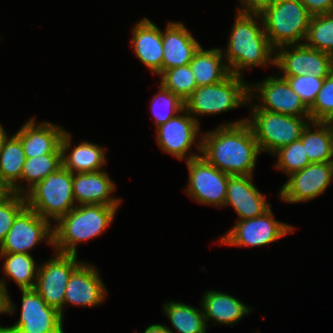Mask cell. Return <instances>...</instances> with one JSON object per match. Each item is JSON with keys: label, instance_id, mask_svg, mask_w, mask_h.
<instances>
[{"label": "cell", "instance_id": "obj_30", "mask_svg": "<svg viewBox=\"0 0 333 333\" xmlns=\"http://www.w3.org/2000/svg\"><path fill=\"white\" fill-rule=\"evenodd\" d=\"M25 160L21 140L15 134L9 135L0 151V176L12 189L21 180Z\"/></svg>", "mask_w": 333, "mask_h": 333}, {"label": "cell", "instance_id": "obj_42", "mask_svg": "<svg viewBox=\"0 0 333 333\" xmlns=\"http://www.w3.org/2000/svg\"><path fill=\"white\" fill-rule=\"evenodd\" d=\"M5 128L0 123V151L2 150L4 141L8 138V134L4 130Z\"/></svg>", "mask_w": 333, "mask_h": 333}, {"label": "cell", "instance_id": "obj_15", "mask_svg": "<svg viewBox=\"0 0 333 333\" xmlns=\"http://www.w3.org/2000/svg\"><path fill=\"white\" fill-rule=\"evenodd\" d=\"M280 76L312 74L325 79L333 72V56L305 44L283 45L275 50Z\"/></svg>", "mask_w": 333, "mask_h": 333}, {"label": "cell", "instance_id": "obj_20", "mask_svg": "<svg viewBox=\"0 0 333 333\" xmlns=\"http://www.w3.org/2000/svg\"><path fill=\"white\" fill-rule=\"evenodd\" d=\"M0 259L4 261L2 274L5 278L0 277V287L5 297V314L12 315L17 307L9 296L7 280L15 281L20 290L35 289L39 264L32 254L26 253H0Z\"/></svg>", "mask_w": 333, "mask_h": 333}, {"label": "cell", "instance_id": "obj_29", "mask_svg": "<svg viewBox=\"0 0 333 333\" xmlns=\"http://www.w3.org/2000/svg\"><path fill=\"white\" fill-rule=\"evenodd\" d=\"M61 167L62 154H46L26 158L21 180L12 190L14 193L25 195L37 183Z\"/></svg>", "mask_w": 333, "mask_h": 333}, {"label": "cell", "instance_id": "obj_9", "mask_svg": "<svg viewBox=\"0 0 333 333\" xmlns=\"http://www.w3.org/2000/svg\"><path fill=\"white\" fill-rule=\"evenodd\" d=\"M294 228L290 224L275 219L270 207L258 217L236 221L234 226L226 234L224 233L217 242L230 247L266 246L291 232L293 233Z\"/></svg>", "mask_w": 333, "mask_h": 333}, {"label": "cell", "instance_id": "obj_24", "mask_svg": "<svg viewBox=\"0 0 333 333\" xmlns=\"http://www.w3.org/2000/svg\"><path fill=\"white\" fill-rule=\"evenodd\" d=\"M71 136L66 130L61 138L62 167L73 174L104 170L103 167L107 164V148L88 141H81L72 148Z\"/></svg>", "mask_w": 333, "mask_h": 333}, {"label": "cell", "instance_id": "obj_11", "mask_svg": "<svg viewBox=\"0 0 333 333\" xmlns=\"http://www.w3.org/2000/svg\"><path fill=\"white\" fill-rule=\"evenodd\" d=\"M186 164L188 184L183 191L199 204L223 208L230 175L220 171L201 155L186 161Z\"/></svg>", "mask_w": 333, "mask_h": 333}, {"label": "cell", "instance_id": "obj_13", "mask_svg": "<svg viewBox=\"0 0 333 333\" xmlns=\"http://www.w3.org/2000/svg\"><path fill=\"white\" fill-rule=\"evenodd\" d=\"M21 292L20 317L13 325L3 326L1 333H65L64 319L57 309L48 306L35 289Z\"/></svg>", "mask_w": 333, "mask_h": 333}, {"label": "cell", "instance_id": "obj_4", "mask_svg": "<svg viewBox=\"0 0 333 333\" xmlns=\"http://www.w3.org/2000/svg\"><path fill=\"white\" fill-rule=\"evenodd\" d=\"M249 85L242 76L230 73L221 82L197 87L184 102L185 109L200 124L199 116L222 114L248 106Z\"/></svg>", "mask_w": 333, "mask_h": 333}, {"label": "cell", "instance_id": "obj_33", "mask_svg": "<svg viewBox=\"0 0 333 333\" xmlns=\"http://www.w3.org/2000/svg\"><path fill=\"white\" fill-rule=\"evenodd\" d=\"M158 89L150 103L156 128L185 108L184 101L178 95L164 88L161 84Z\"/></svg>", "mask_w": 333, "mask_h": 333}, {"label": "cell", "instance_id": "obj_10", "mask_svg": "<svg viewBox=\"0 0 333 333\" xmlns=\"http://www.w3.org/2000/svg\"><path fill=\"white\" fill-rule=\"evenodd\" d=\"M199 126L200 124L184 108L155 129V139L161 151L186 162L201 155L203 133H200ZM192 146H195L197 152H191Z\"/></svg>", "mask_w": 333, "mask_h": 333}, {"label": "cell", "instance_id": "obj_39", "mask_svg": "<svg viewBox=\"0 0 333 333\" xmlns=\"http://www.w3.org/2000/svg\"><path fill=\"white\" fill-rule=\"evenodd\" d=\"M311 15L333 12V0H300Z\"/></svg>", "mask_w": 333, "mask_h": 333}, {"label": "cell", "instance_id": "obj_22", "mask_svg": "<svg viewBox=\"0 0 333 333\" xmlns=\"http://www.w3.org/2000/svg\"><path fill=\"white\" fill-rule=\"evenodd\" d=\"M162 72L174 67L188 65L201 44L182 22L169 21L162 30Z\"/></svg>", "mask_w": 333, "mask_h": 333}, {"label": "cell", "instance_id": "obj_27", "mask_svg": "<svg viewBox=\"0 0 333 333\" xmlns=\"http://www.w3.org/2000/svg\"><path fill=\"white\" fill-rule=\"evenodd\" d=\"M300 139L310 163L333 162V126L330 122L309 121Z\"/></svg>", "mask_w": 333, "mask_h": 333}, {"label": "cell", "instance_id": "obj_3", "mask_svg": "<svg viewBox=\"0 0 333 333\" xmlns=\"http://www.w3.org/2000/svg\"><path fill=\"white\" fill-rule=\"evenodd\" d=\"M119 206L102 204L80 205L53 224V249L78 255V244L97 238L116 217Z\"/></svg>", "mask_w": 333, "mask_h": 333}, {"label": "cell", "instance_id": "obj_28", "mask_svg": "<svg viewBox=\"0 0 333 333\" xmlns=\"http://www.w3.org/2000/svg\"><path fill=\"white\" fill-rule=\"evenodd\" d=\"M162 308L176 331L167 325L169 333H207L209 327L206 325L202 307L199 309L179 301H168L163 303Z\"/></svg>", "mask_w": 333, "mask_h": 333}, {"label": "cell", "instance_id": "obj_2", "mask_svg": "<svg viewBox=\"0 0 333 333\" xmlns=\"http://www.w3.org/2000/svg\"><path fill=\"white\" fill-rule=\"evenodd\" d=\"M223 57L230 73L243 76V70L275 66V49L265 33L260 14H248L236 9Z\"/></svg>", "mask_w": 333, "mask_h": 333}, {"label": "cell", "instance_id": "obj_34", "mask_svg": "<svg viewBox=\"0 0 333 333\" xmlns=\"http://www.w3.org/2000/svg\"><path fill=\"white\" fill-rule=\"evenodd\" d=\"M272 156L277 158L274 164L275 169L284 172L287 176L310 164L301 139L279 148Z\"/></svg>", "mask_w": 333, "mask_h": 333}, {"label": "cell", "instance_id": "obj_19", "mask_svg": "<svg viewBox=\"0 0 333 333\" xmlns=\"http://www.w3.org/2000/svg\"><path fill=\"white\" fill-rule=\"evenodd\" d=\"M66 130L48 121L36 122L30 118L15 135L21 140L26 158L46 154H62L60 143Z\"/></svg>", "mask_w": 333, "mask_h": 333}, {"label": "cell", "instance_id": "obj_7", "mask_svg": "<svg viewBox=\"0 0 333 333\" xmlns=\"http://www.w3.org/2000/svg\"><path fill=\"white\" fill-rule=\"evenodd\" d=\"M247 123L251 126L260 152L272 155L279 148L300 139L310 117H295L263 109H250Z\"/></svg>", "mask_w": 333, "mask_h": 333}, {"label": "cell", "instance_id": "obj_40", "mask_svg": "<svg viewBox=\"0 0 333 333\" xmlns=\"http://www.w3.org/2000/svg\"><path fill=\"white\" fill-rule=\"evenodd\" d=\"M13 193L12 188L0 176V203L7 200Z\"/></svg>", "mask_w": 333, "mask_h": 333}, {"label": "cell", "instance_id": "obj_36", "mask_svg": "<svg viewBox=\"0 0 333 333\" xmlns=\"http://www.w3.org/2000/svg\"><path fill=\"white\" fill-rule=\"evenodd\" d=\"M287 80L293 91L300 96L302 102L310 108L321 90L324 79L312 74L299 76H281Z\"/></svg>", "mask_w": 333, "mask_h": 333}, {"label": "cell", "instance_id": "obj_26", "mask_svg": "<svg viewBox=\"0 0 333 333\" xmlns=\"http://www.w3.org/2000/svg\"><path fill=\"white\" fill-rule=\"evenodd\" d=\"M189 65L198 87L221 82L230 74L220 47L204 49L200 46Z\"/></svg>", "mask_w": 333, "mask_h": 333}, {"label": "cell", "instance_id": "obj_1", "mask_svg": "<svg viewBox=\"0 0 333 333\" xmlns=\"http://www.w3.org/2000/svg\"><path fill=\"white\" fill-rule=\"evenodd\" d=\"M215 128L202 134L201 156L229 175H254L261 152L247 117Z\"/></svg>", "mask_w": 333, "mask_h": 333}, {"label": "cell", "instance_id": "obj_23", "mask_svg": "<svg viewBox=\"0 0 333 333\" xmlns=\"http://www.w3.org/2000/svg\"><path fill=\"white\" fill-rule=\"evenodd\" d=\"M130 40L133 53L152 73H162L163 44L162 30L147 17L137 21L132 27Z\"/></svg>", "mask_w": 333, "mask_h": 333}, {"label": "cell", "instance_id": "obj_38", "mask_svg": "<svg viewBox=\"0 0 333 333\" xmlns=\"http://www.w3.org/2000/svg\"><path fill=\"white\" fill-rule=\"evenodd\" d=\"M276 1L277 0H239L241 7H237V10L248 14H262Z\"/></svg>", "mask_w": 333, "mask_h": 333}, {"label": "cell", "instance_id": "obj_14", "mask_svg": "<svg viewBox=\"0 0 333 333\" xmlns=\"http://www.w3.org/2000/svg\"><path fill=\"white\" fill-rule=\"evenodd\" d=\"M53 247V225L27 206L16 216L0 244V253L31 254L41 242Z\"/></svg>", "mask_w": 333, "mask_h": 333}, {"label": "cell", "instance_id": "obj_5", "mask_svg": "<svg viewBox=\"0 0 333 333\" xmlns=\"http://www.w3.org/2000/svg\"><path fill=\"white\" fill-rule=\"evenodd\" d=\"M24 196L26 206L53 225L77 206L73 195V173L61 167Z\"/></svg>", "mask_w": 333, "mask_h": 333}, {"label": "cell", "instance_id": "obj_18", "mask_svg": "<svg viewBox=\"0 0 333 333\" xmlns=\"http://www.w3.org/2000/svg\"><path fill=\"white\" fill-rule=\"evenodd\" d=\"M253 178V175L229 176L224 207H233L239 217L236 221L258 217L271 207L266 196L253 184Z\"/></svg>", "mask_w": 333, "mask_h": 333}, {"label": "cell", "instance_id": "obj_32", "mask_svg": "<svg viewBox=\"0 0 333 333\" xmlns=\"http://www.w3.org/2000/svg\"><path fill=\"white\" fill-rule=\"evenodd\" d=\"M159 76V84L178 95L184 102L198 87L189 64L164 70Z\"/></svg>", "mask_w": 333, "mask_h": 333}, {"label": "cell", "instance_id": "obj_25", "mask_svg": "<svg viewBox=\"0 0 333 333\" xmlns=\"http://www.w3.org/2000/svg\"><path fill=\"white\" fill-rule=\"evenodd\" d=\"M203 294L200 305L207 327L209 321L220 324V326L223 324L232 327L235 323L238 324L245 315H250L254 309L237 297L219 290H206Z\"/></svg>", "mask_w": 333, "mask_h": 333}, {"label": "cell", "instance_id": "obj_37", "mask_svg": "<svg viewBox=\"0 0 333 333\" xmlns=\"http://www.w3.org/2000/svg\"><path fill=\"white\" fill-rule=\"evenodd\" d=\"M26 207L24 195L13 193L0 203V244L9 232L16 216Z\"/></svg>", "mask_w": 333, "mask_h": 333}, {"label": "cell", "instance_id": "obj_35", "mask_svg": "<svg viewBox=\"0 0 333 333\" xmlns=\"http://www.w3.org/2000/svg\"><path fill=\"white\" fill-rule=\"evenodd\" d=\"M309 114L311 121L330 122L333 119V72L324 79Z\"/></svg>", "mask_w": 333, "mask_h": 333}, {"label": "cell", "instance_id": "obj_8", "mask_svg": "<svg viewBox=\"0 0 333 333\" xmlns=\"http://www.w3.org/2000/svg\"><path fill=\"white\" fill-rule=\"evenodd\" d=\"M249 107L295 117H310L309 108L302 102L287 80L278 74L249 85ZM256 98L257 102H254ZM252 106H251V105Z\"/></svg>", "mask_w": 333, "mask_h": 333}, {"label": "cell", "instance_id": "obj_21", "mask_svg": "<svg viewBox=\"0 0 333 333\" xmlns=\"http://www.w3.org/2000/svg\"><path fill=\"white\" fill-rule=\"evenodd\" d=\"M116 185L104 170L73 174V195L77 206L102 204L120 206L121 199L113 197Z\"/></svg>", "mask_w": 333, "mask_h": 333}, {"label": "cell", "instance_id": "obj_43", "mask_svg": "<svg viewBox=\"0 0 333 333\" xmlns=\"http://www.w3.org/2000/svg\"><path fill=\"white\" fill-rule=\"evenodd\" d=\"M0 314H5V297L2 293L1 287H0Z\"/></svg>", "mask_w": 333, "mask_h": 333}, {"label": "cell", "instance_id": "obj_16", "mask_svg": "<svg viewBox=\"0 0 333 333\" xmlns=\"http://www.w3.org/2000/svg\"><path fill=\"white\" fill-rule=\"evenodd\" d=\"M333 181V162L310 163L288 176L279 189V199L286 203L308 202L324 194Z\"/></svg>", "mask_w": 333, "mask_h": 333}, {"label": "cell", "instance_id": "obj_41", "mask_svg": "<svg viewBox=\"0 0 333 333\" xmlns=\"http://www.w3.org/2000/svg\"><path fill=\"white\" fill-rule=\"evenodd\" d=\"M137 333V332H136ZM143 333H169L164 324H151L147 328H145Z\"/></svg>", "mask_w": 333, "mask_h": 333}, {"label": "cell", "instance_id": "obj_12", "mask_svg": "<svg viewBox=\"0 0 333 333\" xmlns=\"http://www.w3.org/2000/svg\"><path fill=\"white\" fill-rule=\"evenodd\" d=\"M55 254L44 263H39L35 290L48 306L57 309L64 319V296L69 278L83 262L75 254L53 251Z\"/></svg>", "mask_w": 333, "mask_h": 333}, {"label": "cell", "instance_id": "obj_17", "mask_svg": "<svg viewBox=\"0 0 333 333\" xmlns=\"http://www.w3.org/2000/svg\"><path fill=\"white\" fill-rule=\"evenodd\" d=\"M99 273L95 265L83 261L69 278L65 289L64 307L75 305L92 308L106 301L108 291Z\"/></svg>", "mask_w": 333, "mask_h": 333}, {"label": "cell", "instance_id": "obj_44", "mask_svg": "<svg viewBox=\"0 0 333 333\" xmlns=\"http://www.w3.org/2000/svg\"><path fill=\"white\" fill-rule=\"evenodd\" d=\"M2 328H3V326H2V325H0V333H1V331H2Z\"/></svg>", "mask_w": 333, "mask_h": 333}, {"label": "cell", "instance_id": "obj_31", "mask_svg": "<svg viewBox=\"0 0 333 333\" xmlns=\"http://www.w3.org/2000/svg\"><path fill=\"white\" fill-rule=\"evenodd\" d=\"M304 44L333 56V12L311 16Z\"/></svg>", "mask_w": 333, "mask_h": 333}, {"label": "cell", "instance_id": "obj_6", "mask_svg": "<svg viewBox=\"0 0 333 333\" xmlns=\"http://www.w3.org/2000/svg\"><path fill=\"white\" fill-rule=\"evenodd\" d=\"M260 15L275 50L283 45L304 44L312 15L300 0H277Z\"/></svg>", "mask_w": 333, "mask_h": 333}]
</instances>
